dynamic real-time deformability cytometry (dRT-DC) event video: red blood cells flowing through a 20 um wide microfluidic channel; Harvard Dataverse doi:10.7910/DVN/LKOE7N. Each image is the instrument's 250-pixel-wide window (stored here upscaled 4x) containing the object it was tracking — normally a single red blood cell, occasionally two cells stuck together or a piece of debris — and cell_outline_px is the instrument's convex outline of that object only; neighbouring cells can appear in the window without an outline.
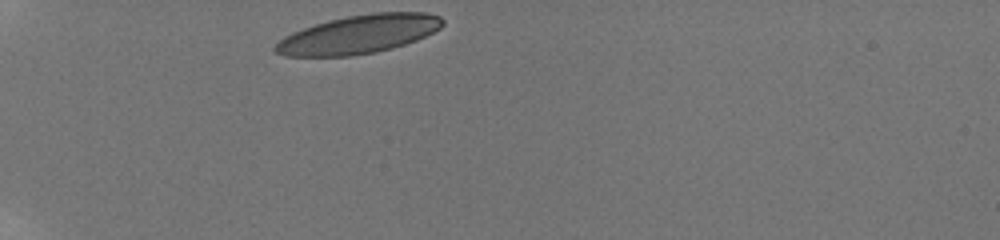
{"species": "human", "species_latin": "Homo sapiens", "temperature_condition": "room temperature", "stored_images_in_passage": 33, "camera_frame_rate_fps": 3000, "um_per_image_px": 0.085, "donor": {"sex": "male"}, "frame": {"image": 1, "passage_image": 1, "time_ms": 0.0, "image_size_px": [1000, 240], "cell_outline_px": [[444, 24], [440, 28], [416, 40], [392, 48], [376, 52], [352, 56], [284, 56], [276, 52], [272, 48], [284, 36], [292, 32], [328, 20], [348, 16], [372, 12], [424, 12], [440, 16], [444, 20]], "centroid_in_image_um": [30.49, 2.91], "position_along_channel_um": 54.5, "area_um2": 37.45}}
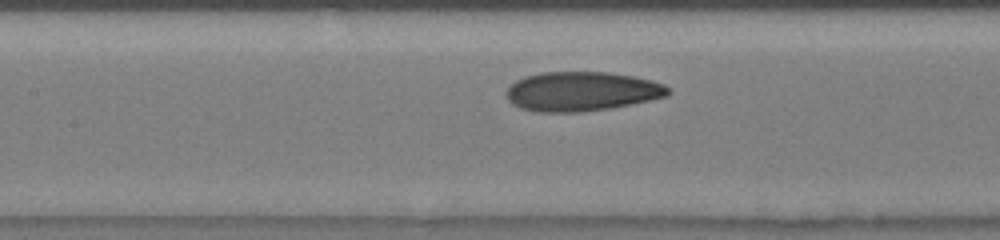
{"frame": {"image": 2, "passage_image": 12, "time_ms": 3.667, "image_size_px": [1000, 240], "cell_outline_px": [[672, 92], [668, 96], [612, 108], [580, 112], [536, 112], [520, 108], [512, 104], [508, 100], [504, 92], [516, 80], [524, 76], [540, 72], [608, 72], [632, 76], [652, 80], [664, 84]], "centroid_in_image_um": [49.42, 7.77], "position_along_channel_um": 158.0, "area_um2": 37.4}}
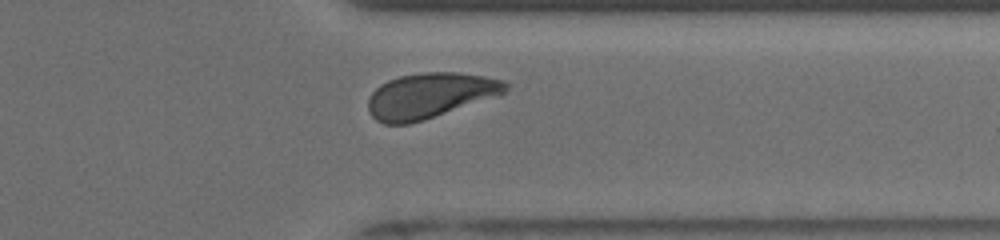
{"frame": {"image": 3, "passage_image": 29, "time_ms": 9.333, "image_size_px": [1000, 240], "cell_outline_px": [[508, 88], [504, 92], [496, 96], [408, 124], [384, 124], [376, 120], [372, 116], [368, 108], [368, 100], [372, 92], [380, 84], [388, 80], [400, 76], [424, 72], [456, 72], [484, 76], [504, 80], [508, 84]], "centroid_in_image_um": [36.51, 8.1], "position_along_channel_um": 374.9, "area_um2": 35.72}, "authors_computed_cell_mechanics": {"area_um2": 36.4718, "velocity_mm_per_s": 3.8273, "shape_relaxation_time_tau1_ms": 3.8659, "shape_relaxation_time_tau2_ms": 1.1177, "deformation_change_tau1": 0.1383, "deformation_change_tau2": 0.0594}}